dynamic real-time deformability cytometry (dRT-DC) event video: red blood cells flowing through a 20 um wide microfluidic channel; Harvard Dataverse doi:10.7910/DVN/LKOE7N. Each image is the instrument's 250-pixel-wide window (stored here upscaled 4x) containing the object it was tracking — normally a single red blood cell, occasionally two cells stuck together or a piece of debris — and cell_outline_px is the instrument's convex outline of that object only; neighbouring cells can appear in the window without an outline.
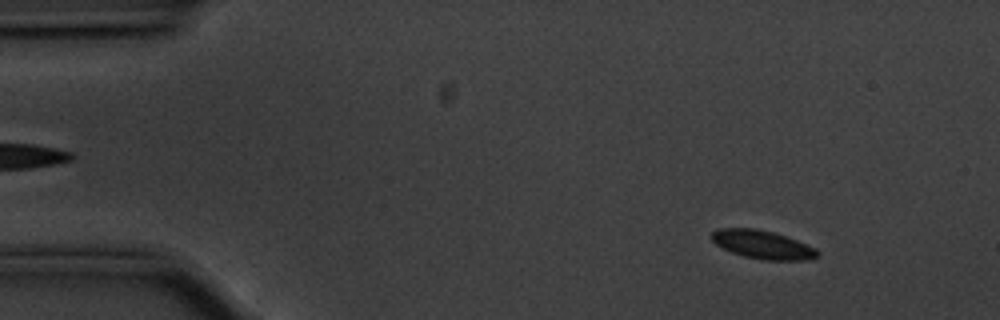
{"species": "common noctule bat (a hibernating species)", "species_latin": "Nyctalus noctula", "temperature_condition": "cold", "stored_images_in_passage": 56, "camera_frame_rate_fps": 3000, "um_per_image_px": 0.085, "animal": {"sex": "male", "body_mass_g": 20.1, "forearm_length_mm": 53.5}, "frame": {"image": 1, "passage_image": 6, "time_ms": 1.667, "image_size_px": [1000, 320], "cell_outline_px": [[820, 256], [812, 260], [760, 260], [744, 256], [732, 252], [716, 244], [708, 236], [712, 232], [720, 228], [756, 228], [772, 232], [796, 240], [816, 248], [820, 252]], "centroid_in_image_um": [64.84, 20.8], "position_along_channel_um": 20.2, "area_um2": 17.63}}
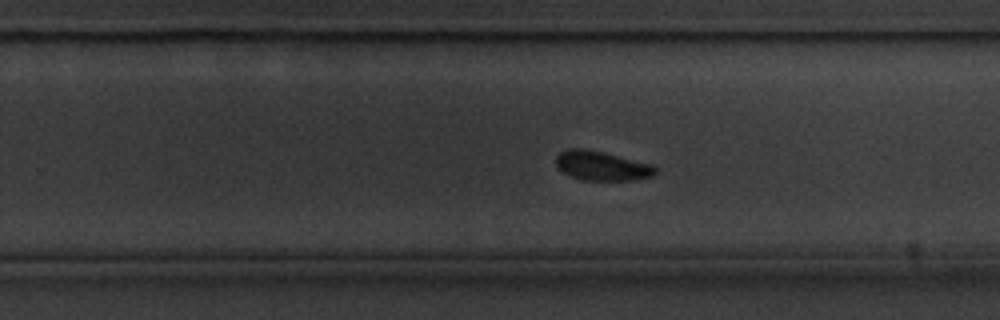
{"frame": {"image": 2, "passage_image": 35, "time_ms": 11.333, "image_size_px": [1000, 320], "cell_outline_px": [[656, 172], [652, 176], [632, 180], [580, 180], [564, 172], [556, 164], [556, 156], [560, 152], [568, 148], [580, 148], [600, 152], [652, 164], [656, 168]], "centroid_in_image_um": [51.14, 14.1], "position_along_channel_um": 278.7, "area_um2": 16.65}}
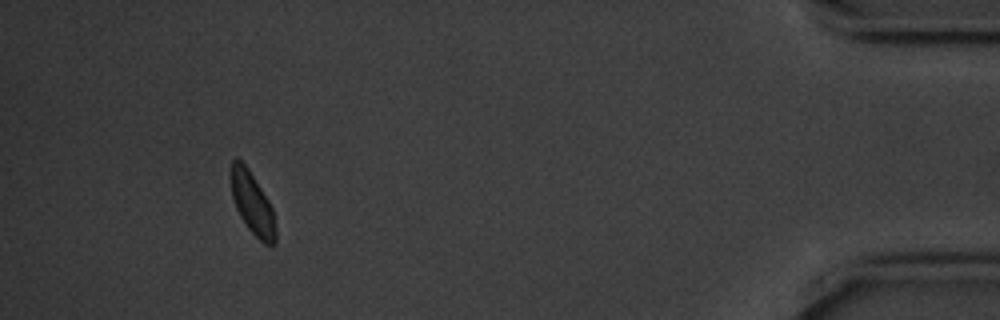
{"frame": {"image": 3, "passage_image": 52, "time_ms": 17.0, "image_size_px": [1000, 320], "cell_outline_px": [[276, 244], [272, 248], [264, 244], [248, 228], [240, 216], [236, 208], [232, 196], [228, 176], [232, 160], [236, 156], [248, 168], [268, 200], [272, 208], [276, 228]], "centroid_in_image_um": [21.43, 17.28], "position_along_channel_um": 413.8, "area_um2": 16.53}, "authors_computed_cell_mechanics": {"area_um2": 17.3689, "velocity_mm_per_s": 3.5158, "shape_relaxation_time_tau1_ms": 1.5988, "shape_relaxation_time_tau2_ms": null, "deformation_change_tau1": 0.0741, "deformation_change_tau2": null}}